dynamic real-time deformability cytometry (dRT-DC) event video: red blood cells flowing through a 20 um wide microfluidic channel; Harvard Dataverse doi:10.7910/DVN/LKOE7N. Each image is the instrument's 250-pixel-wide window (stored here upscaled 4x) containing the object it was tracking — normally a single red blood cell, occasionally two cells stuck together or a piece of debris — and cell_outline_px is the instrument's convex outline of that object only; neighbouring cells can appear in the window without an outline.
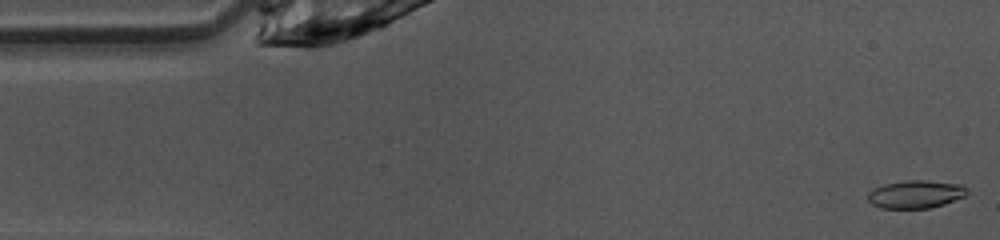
{"species": "common noctule bat (a hibernating species)", "species_latin": "Nyctalus noctula", "temperature_condition": "warm", "stored_images_in_passage": 47, "camera_frame_rate_fps": 3000, "um_per_image_px": 0.085, "animal": {"sex": "female", "body_mass_g": 10.0, "forearm_length_mm": 53.1}, "frame": {"image": 1, "passage_image": 1, "time_ms": 0.0, "image_size_px": [1000, 240], "cell_outline_px": [[968, 192], [964, 196], [944, 204], [932, 208], [880, 208], [872, 204], [868, 200], [868, 192], [884, 184], [908, 180], [924, 180], [960, 184], [968, 188]], "centroid_in_image_um": [77.84, 16.51], "position_along_channel_um": 7.2, "area_um2": 16.07}}
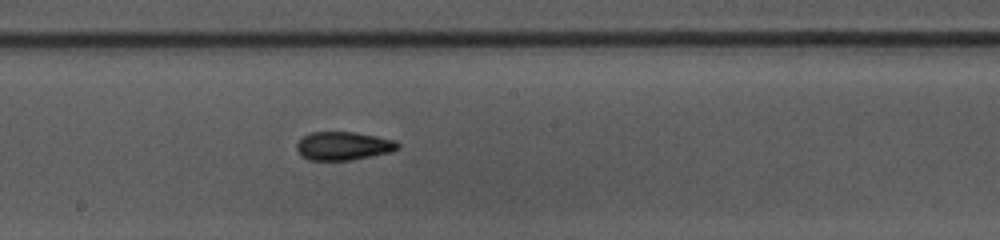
{"frame": {"image": 2, "passage_image": 24, "time_ms": 7.667, "image_size_px": [1000, 240], "cell_outline_px": [[400, 148], [388, 152], [352, 160], [308, 160], [300, 156], [296, 148], [296, 144], [304, 136], [312, 132], [356, 132], [396, 140], [400, 144]], "centroid_in_image_um": [29.18, 12.4], "position_along_channel_um": 219.0, "area_um2": 16.76}}
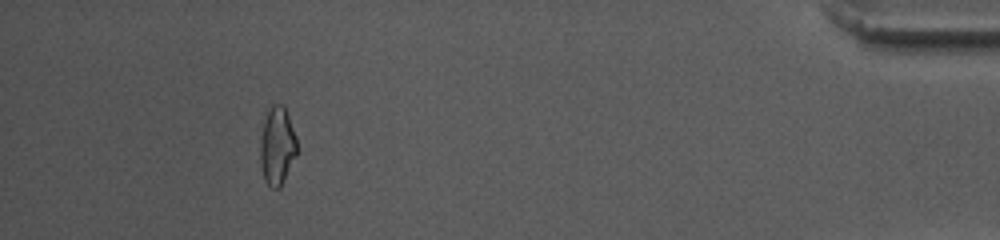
{"frame": {"image": 3, "passage_image": 43, "time_ms": 14.0, "image_size_px": [1000, 240], "cell_outline_px": [[296, 156], [280, 188], [272, 188], [264, 180], [260, 164], [260, 144], [264, 120], [272, 104], [284, 104], [296, 136]], "centroid_in_image_um": [23.56, 12.41], "position_along_channel_um": 411.6, "area_um2": 16.65}, "authors_computed_cell_mechanics": {"area_um2": 16.5886, "velocity_mm_per_s": 4.1056, "shape_relaxation_time_tau1_ms": null, "shape_relaxation_time_tau2_ms": 3.2578, "deformation_change_tau1": null, "deformation_change_tau2": 0.1149}}